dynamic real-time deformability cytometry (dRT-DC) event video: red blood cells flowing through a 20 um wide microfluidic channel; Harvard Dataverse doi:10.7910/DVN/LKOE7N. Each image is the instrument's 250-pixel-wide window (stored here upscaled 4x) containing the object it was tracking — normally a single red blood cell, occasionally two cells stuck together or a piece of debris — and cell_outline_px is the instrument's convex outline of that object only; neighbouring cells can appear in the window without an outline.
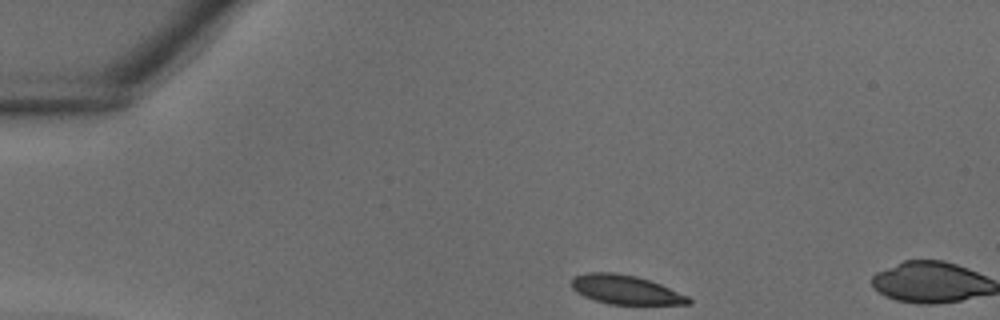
{"species": "common noctule bat (a hibernating species)", "species_latin": "Nyctalus noctula", "temperature_condition": "warm", "stored_images_in_passage": 4, "camera_frame_rate_fps": 3000, "um_per_image_px": 0.085, "animal": {"sex": "male", "body_mass_g": 18.8}, "frame": {"image": 1, "passage_image": 1, "time_ms": 0.0, "image_size_px": [1000, 320], "cell_outline_px": [[692, 304], [608, 304], [584, 296], [576, 292], [572, 288], [572, 280], [576, 276], [588, 272], [616, 272], [636, 276], [660, 284], [688, 296], [692, 300]], "centroid_in_image_um": [53.18, 24.62], "position_along_channel_um": 31.8, "area_um2": 19.65}}